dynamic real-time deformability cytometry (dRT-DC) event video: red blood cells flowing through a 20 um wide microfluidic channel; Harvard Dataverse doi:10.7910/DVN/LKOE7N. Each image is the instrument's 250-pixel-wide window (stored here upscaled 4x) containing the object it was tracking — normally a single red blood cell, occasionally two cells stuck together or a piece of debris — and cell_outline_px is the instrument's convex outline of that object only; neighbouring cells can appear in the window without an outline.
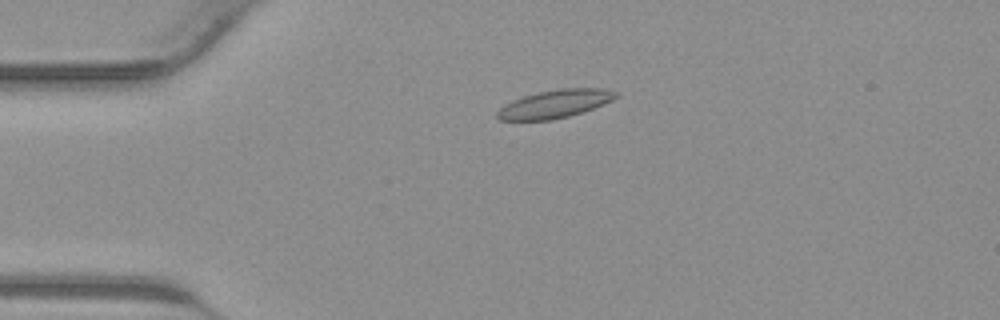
{"species": "common noctule bat (a hibernating species)", "species_latin": "Nyctalus noctula", "temperature_condition": "warm", "stored_images_in_passage": 43, "camera_frame_rate_fps": 3000, "um_per_image_px": 0.085, "animal": {"sex": "male", "body_mass_g": 23.1, "forearm_length_mm": 52.7}, "frame": {"image": 1, "passage_image": 10, "time_ms": 3.0, "image_size_px": [1000, 320], "cell_outline_px": [[620, 96], [612, 100], [592, 108], [568, 116], [552, 120], [500, 120], [496, 116], [496, 112], [504, 104], [512, 100], [524, 96], [540, 92], [560, 88], [604, 88], [616, 92]], "centroid_in_image_um": [47.15, 8.83], "position_along_channel_um": 37.8, "area_um2": 19.25}}
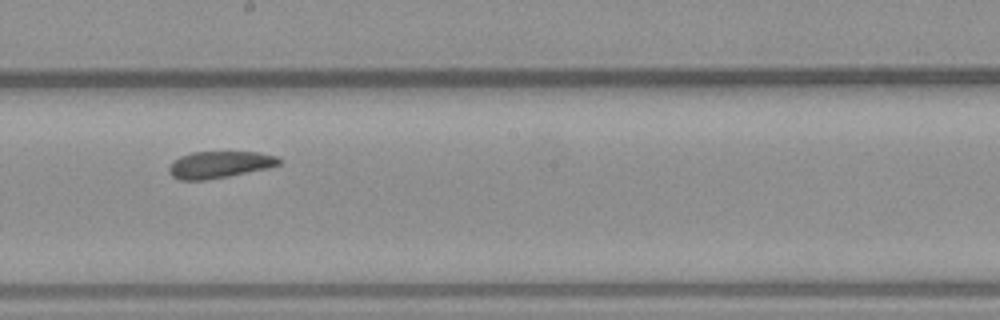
{"frame": {"image": 2, "passage_image": 24, "time_ms": 7.667, "image_size_px": [1000, 320], "cell_outline_px": [[284, 160], [280, 164], [268, 168], [228, 176], [204, 180], [180, 180], [172, 176], [168, 172], [168, 168], [180, 156], [192, 152], [260, 152], [276, 156]], "centroid_in_image_um": [18.69, 13.99], "position_along_channel_um": 229.5, "area_um2": 17.17}}
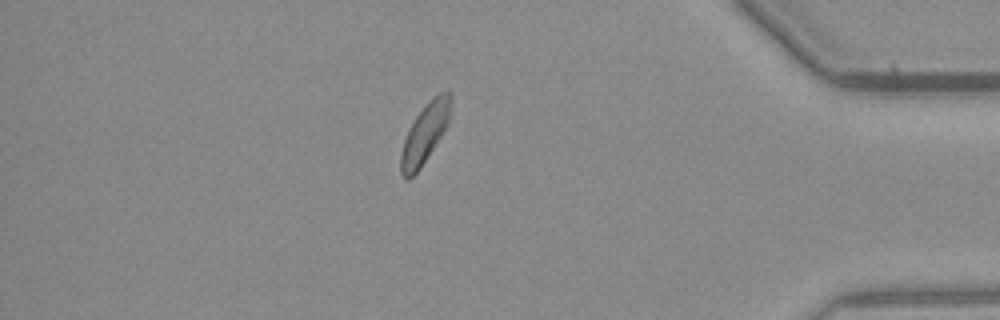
{"frame": {"image": 3, "passage_image": 37, "time_ms": 12.0, "image_size_px": [1000, 320], "cell_outline_px": [[452, 100], [448, 124], [420, 168], [408, 180], [404, 180], [400, 172], [400, 152], [404, 140], [416, 116], [428, 100], [440, 92], [448, 92], [452, 96]], "centroid_in_image_um": [36.1, 11.35], "position_along_channel_um": 399.1, "area_um2": 17.11}}